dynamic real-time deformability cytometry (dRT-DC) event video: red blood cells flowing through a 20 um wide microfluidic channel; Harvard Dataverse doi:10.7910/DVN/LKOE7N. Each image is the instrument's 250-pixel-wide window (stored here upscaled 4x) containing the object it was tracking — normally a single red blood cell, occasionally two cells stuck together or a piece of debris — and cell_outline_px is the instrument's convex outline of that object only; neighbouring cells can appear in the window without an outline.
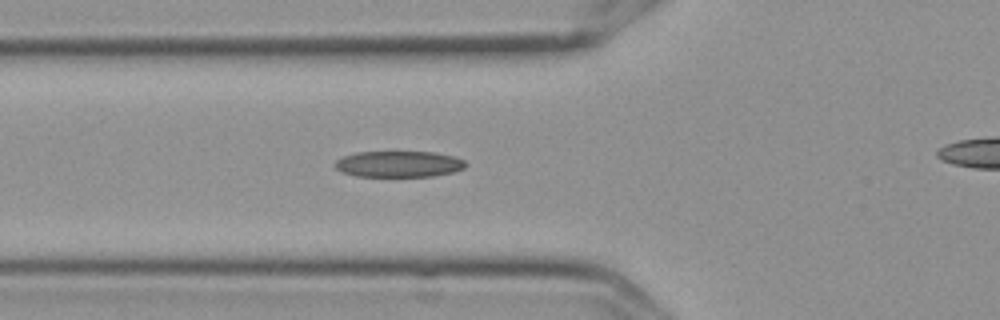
{"species": "Egyptian fruit bat (a non-hibernating species)", "species_latin": "Rousettus aegyptiacus", "temperature_condition": "cold", "stored_images_in_passage": 3, "segment_of_instrument_passage": [1, 2], "camera_frame_rate_fps": 3000, "um_per_image_px": 0.085, "frame": {"image": 1, "passage_image": 2, "time_ms": 0.333, "image_size_px": [1000, 320], "cell_outline_px": [[468, 164], [464, 168], [452, 172], [432, 176], [356, 176], [344, 172], [336, 168], [336, 160], [344, 156], [356, 152], [436, 152], [456, 156], [464, 160]], "centroid_in_image_um": [33.95, 13.93], "position_along_channel_um": 91.8, "area_um2": 19.83}}